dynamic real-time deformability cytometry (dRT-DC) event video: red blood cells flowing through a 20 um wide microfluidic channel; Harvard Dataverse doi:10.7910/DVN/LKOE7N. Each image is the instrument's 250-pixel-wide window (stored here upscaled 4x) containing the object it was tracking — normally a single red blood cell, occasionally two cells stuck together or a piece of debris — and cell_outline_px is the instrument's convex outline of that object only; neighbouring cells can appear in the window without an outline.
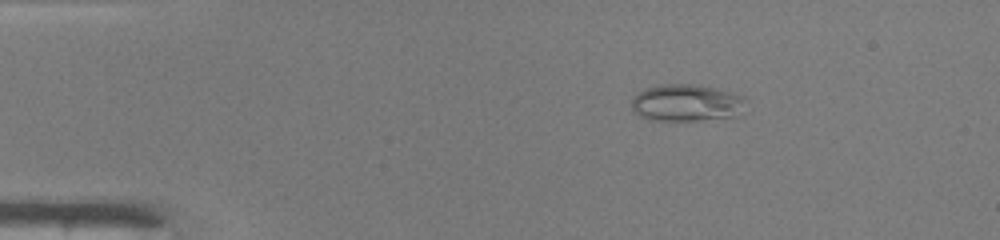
{"species": "common noctule bat (a hibernating species)", "species_latin": "Nyctalus noctula", "temperature_condition": "warm", "stored_images_in_passage": 41, "camera_frame_rate_fps": 3000, "um_per_image_px": 0.085, "animal": {"sex": "male", "body_mass_g": 19.0, "forearm_length_mm": 50.8}, "frame": {"image": 1, "passage_image": 1, "time_ms": 0.0, "image_size_px": [1000, 240], "cell_outline_px": [[748, 100], [736, 116], [700, 120], [648, 120], [632, 112], [632, 96], [648, 88], [660, 84], [696, 84], [716, 88], [748, 96]], "centroid_in_image_um": [58.37, 8.73], "position_along_channel_um": 26.6, "area_um2": 24.91}}
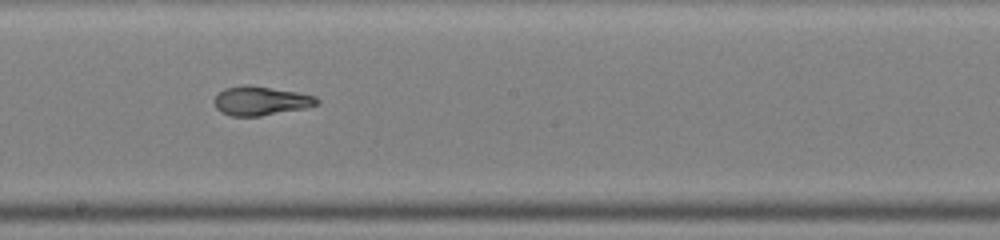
{"frame": {"image": 2, "passage_image": 20, "time_ms": 6.333, "image_size_px": [1000, 240], "cell_outline_px": [[320, 100], [316, 104], [304, 108], [260, 116], [232, 116], [220, 112], [216, 108], [216, 96], [224, 88], [244, 84], [248, 84], [296, 92], [316, 96]], "centroid_in_image_um": [22.15, 8.56], "position_along_channel_um": 226.1, "area_um2": 17.17}}
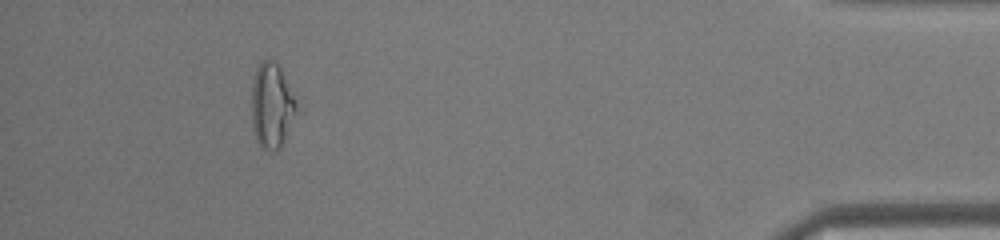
{"frame": {"image": 3, "passage_image": 37, "time_ms": 12.0, "image_size_px": [1000, 240], "cell_outline_px": [[304, 108], [280, 148], [260, 148], [256, 140], [252, 124], [252, 80], [256, 68], [260, 60], [272, 60], [280, 68]], "centroid_in_image_um": [23.2, 8.97], "position_along_channel_um": 412.0, "area_um2": 23.41}, "authors_computed_cell_mechanics": {"area_um2": 18.6116, "velocity_mm_per_s": 4.2554, "shape_relaxation_time_tau1_ms": null, "shape_relaxation_time_tau2_ms": 0.9229, "deformation_change_tau1": null, "deformation_change_tau2": 0.0443}}